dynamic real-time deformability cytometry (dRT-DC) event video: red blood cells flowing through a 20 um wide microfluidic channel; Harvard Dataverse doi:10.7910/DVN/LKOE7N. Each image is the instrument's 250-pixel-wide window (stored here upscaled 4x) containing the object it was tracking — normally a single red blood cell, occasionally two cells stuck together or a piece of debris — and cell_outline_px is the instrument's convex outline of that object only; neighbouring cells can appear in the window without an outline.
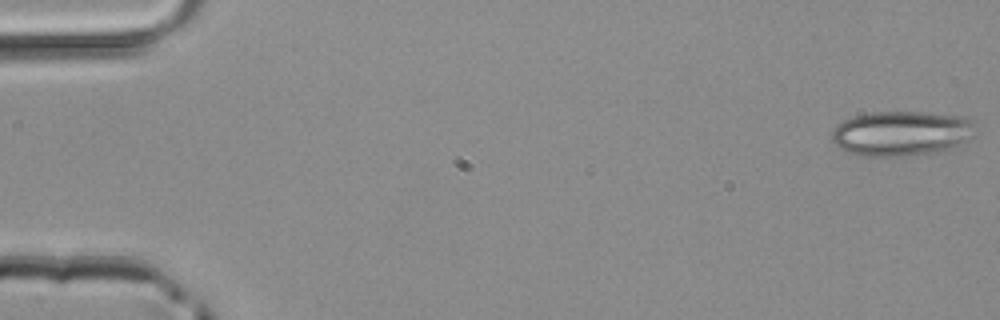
{"species": "common noctule bat (a hibernating species)", "species_latin": "Nyctalus noctula", "temperature_condition": "room temperature", "stored_images_in_passage": 48, "segment_of_instrument_passage": [1, 2], "camera_frame_rate_fps": 3000, "um_per_image_px": 0.085, "animal": {"sex": "male", "body_mass_g": 20.4}, "frame": {"image": 1, "passage_image": 1, "time_ms": 0.0, "image_size_px": [1000, 320], "cell_outline_px": [[976, 136], [968, 140], [948, 148], [928, 152], [900, 156], [856, 156], [840, 148], [832, 140], [832, 132], [836, 124], [852, 116], [872, 112], [924, 112], [964, 116], [972, 124]], "centroid_in_image_um": [76.57, 11.32], "position_along_channel_um": 8.4, "area_um2": 37.34}}
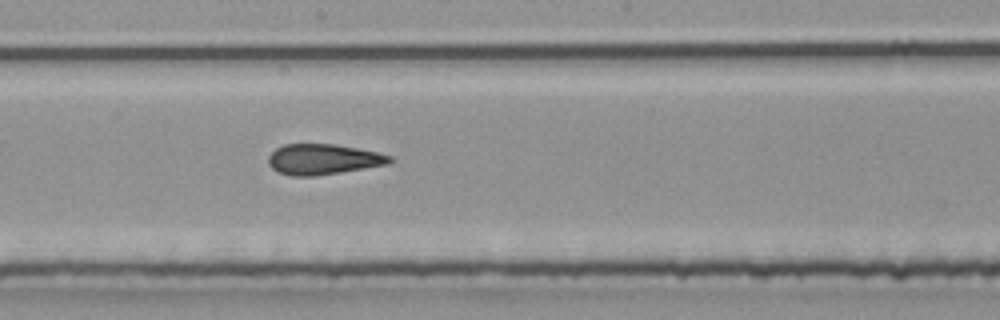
{"frame": {"image": 2, "passage_image": 26, "time_ms": 8.333, "image_size_px": [1000, 320], "cell_outline_px": [[396, 160], [388, 164], [316, 176], [292, 176], [280, 172], [272, 168], [268, 164], [268, 156], [276, 148], [284, 144], [336, 144], [376, 152], [392, 156]], "centroid_in_image_um": [27.47, 13.54], "position_along_channel_um": 220.7, "area_um2": 21.56}}
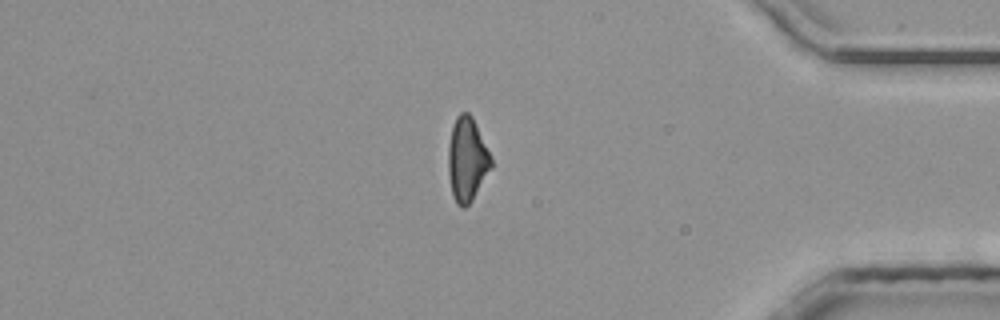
{"frame": {"image": 3, "passage_image": 40, "time_ms": 13.0, "image_size_px": [1000, 320], "cell_outline_px": [[492, 168], [472, 200], [464, 208], [460, 208], [456, 204], [452, 196], [448, 172], [448, 148], [452, 128], [456, 116], [460, 112], [468, 112], [472, 116], [492, 160]], "centroid_in_image_um": [39.68, 13.59], "position_along_channel_um": 395.5, "area_um2": 20.92}}